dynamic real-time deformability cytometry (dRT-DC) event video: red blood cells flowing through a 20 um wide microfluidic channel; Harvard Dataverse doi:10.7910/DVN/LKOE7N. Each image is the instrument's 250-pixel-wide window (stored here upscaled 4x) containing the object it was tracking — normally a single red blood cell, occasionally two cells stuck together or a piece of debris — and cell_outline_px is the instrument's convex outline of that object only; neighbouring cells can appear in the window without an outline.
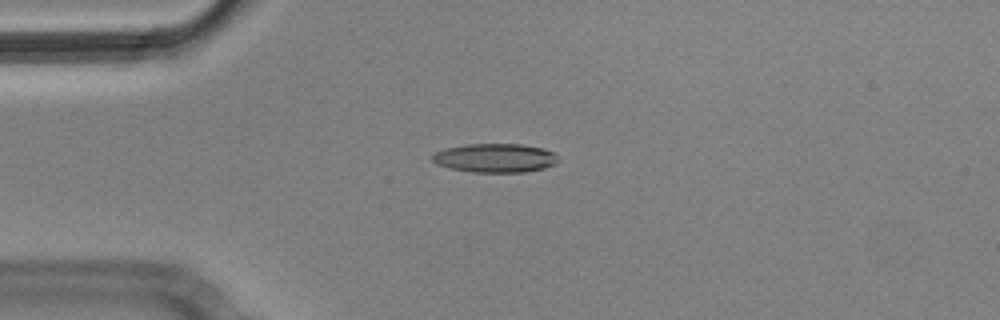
{"species": "Egyptian fruit bat (a non-hibernating species)", "species_latin": "Rousettus aegyptiacus", "temperature_condition": "cold", "stored_images_in_passage": 10, "camera_frame_rate_fps": 3000, "um_per_image_px": 0.085, "animal": {"sex": "male"}, "frame": {"image": 1, "passage_image": 4, "time_ms": 1.0, "image_size_px": [1000, 320], "cell_outline_px": [[560, 160], [556, 164], [544, 168], [524, 172], [472, 172], [448, 168], [436, 164], [432, 160], [432, 156], [436, 152], [448, 148], [468, 144], [520, 144], [544, 148], [552, 152]], "centroid_in_image_um": [42.1, 13.43], "position_along_channel_um": 42.9, "area_um2": 21.15}}
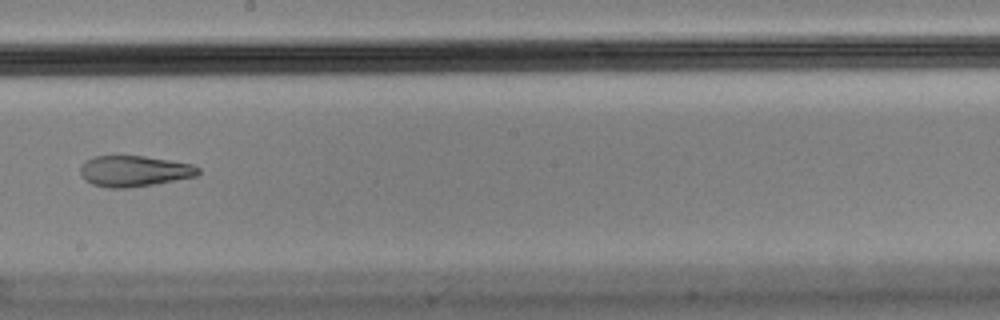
{"frame": {"image": 2, "passage_image": 9, "time_ms": 2.667, "image_size_px": [1000, 320], "cell_outline_px": [[200, 172], [196, 176], [156, 184], [128, 188], [108, 188], [92, 184], [84, 180], [80, 172], [80, 168], [92, 156], [144, 156], [192, 164], [200, 168]], "centroid_in_image_um": [11.41, 14.55], "position_along_channel_um": 236.8, "area_um2": 21.21}}
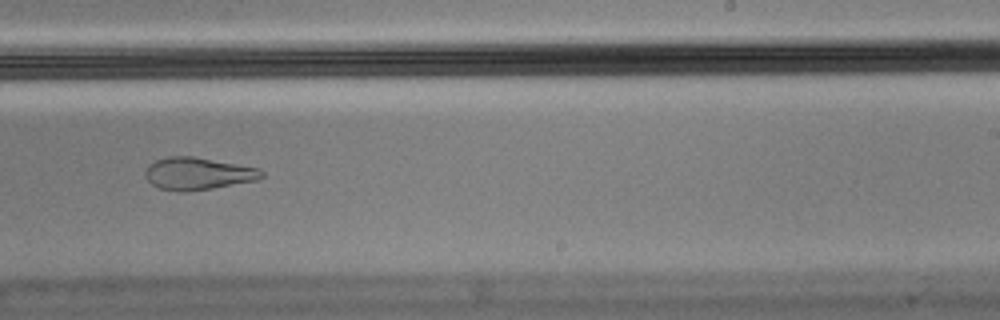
{"frame": {"image": 3, "passage_image": 10, "time_ms": 3.0, "image_size_px": [1000, 320], "cell_outline_px": [[264, 176], [256, 180], [212, 188], [184, 192], [180, 192], [160, 188], [152, 184], [144, 176], [144, 172], [156, 160], [168, 156], [192, 156], [260, 168], [264, 172]], "centroid_in_image_um": [16.83, 14.75], "position_along_channel_um": 272.2, "area_um2": 21.73}}